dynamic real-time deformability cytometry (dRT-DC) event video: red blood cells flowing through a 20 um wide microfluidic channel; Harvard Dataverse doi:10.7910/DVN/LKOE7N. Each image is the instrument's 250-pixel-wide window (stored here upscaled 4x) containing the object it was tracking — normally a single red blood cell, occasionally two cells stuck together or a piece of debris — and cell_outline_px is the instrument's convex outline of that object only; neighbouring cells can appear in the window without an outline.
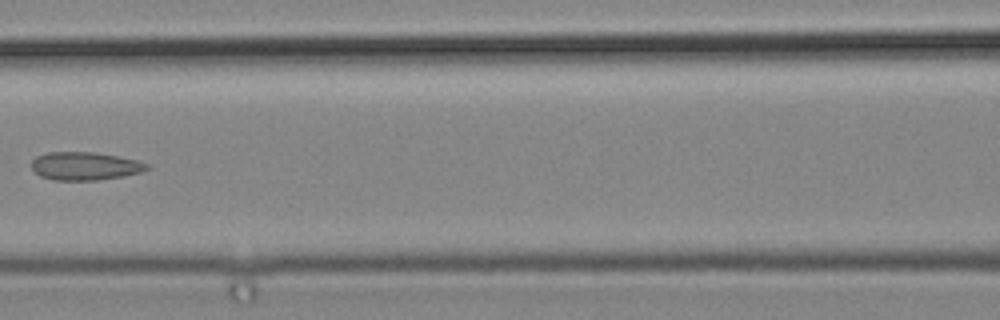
{"species": "common noctule bat (a hibernating species)", "species_latin": "Nyctalus noctula", "temperature_condition": "cold", "stored_images_in_passage": 7, "camera_frame_rate_fps": 3000, "um_per_image_px": 0.085, "animal": {"sex": "male", "body_mass_g": 19.2, "forearm_length_mm": 51.8}, "frame": {"image": 1, "passage_image": 6, "time_ms": 1.667, "image_size_px": [1000, 320], "cell_outline_px": [[152, 168], [140, 172], [124, 176], [96, 180], [52, 180], [40, 176], [32, 168], [32, 160], [36, 156], [48, 152], [92, 152], [116, 156], [136, 160], [148, 164]], "centroid_in_image_um": [7.21, 14.12], "position_along_channel_um": 159.4, "area_um2": 18.84}}
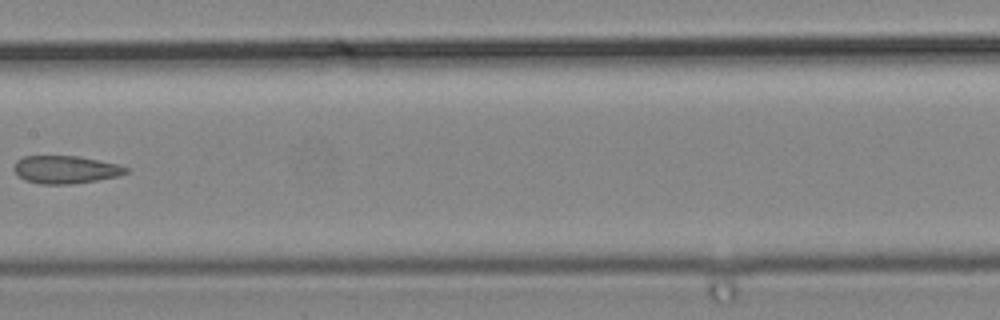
{"frame": {"image": 2, "passage_image": 7, "time_ms": 2.0, "image_size_px": [1000, 320], "cell_outline_px": [[132, 168], [128, 172], [116, 176], [96, 180], [72, 184], [40, 184], [24, 180], [12, 168], [16, 160], [24, 156], [80, 156], [116, 164]], "centroid_in_image_um": [5.56, 14.41], "position_along_channel_um": 201.8, "area_um2": 18.15}}